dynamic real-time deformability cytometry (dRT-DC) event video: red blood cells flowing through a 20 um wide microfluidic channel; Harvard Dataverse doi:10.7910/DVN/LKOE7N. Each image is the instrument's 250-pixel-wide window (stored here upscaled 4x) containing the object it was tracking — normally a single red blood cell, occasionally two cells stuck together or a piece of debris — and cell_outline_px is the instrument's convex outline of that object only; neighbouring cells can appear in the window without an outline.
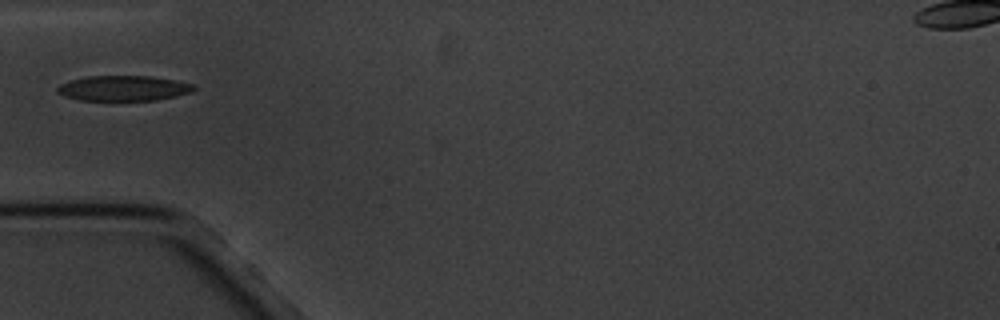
{"species": "common noctule bat (a hibernating species)", "species_latin": "Nyctalus noctula", "temperature_condition": "cold", "stored_images_in_passage": 10, "camera_frame_rate_fps": 3000, "um_per_image_px": 0.085, "animal": {"sex": "male", "body_mass_g": 20.1, "forearm_length_mm": 53.5}, "frame": {"image": 1, "passage_image": 6, "time_ms": 6.667, "image_size_px": [1000, 320], "cell_outline_px": [[196, 88], [192, 92], [176, 96], [156, 100], [80, 100], [64, 96], [56, 92], [56, 88], [60, 84], [72, 80], [88, 76], [152, 76], [176, 80], [196, 84]], "centroid_in_image_um": [10.53, 7.5], "position_along_channel_um": 74.5, "area_um2": 20.17}}
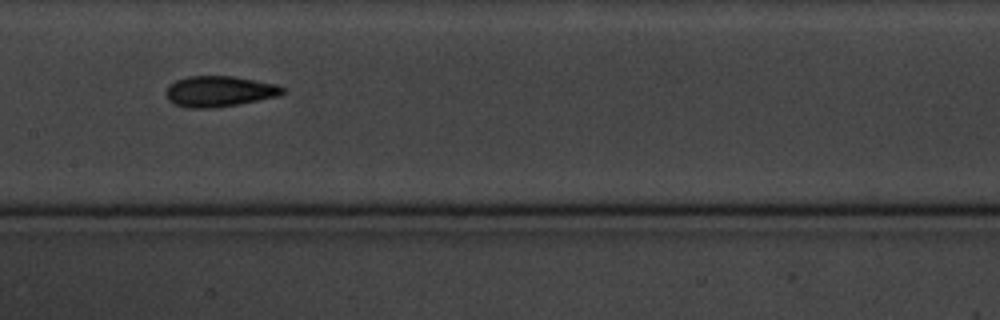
{"frame": {"image": 2, "passage_image": 9, "time_ms": 10.0, "image_size_px": [1000, 320], "cell_outline_px": [[288, 88], [280, 96], [240, 104], [216, 108], [188, 108], [172, 104], [168, 100], [164, 92], [168, 84], [176, 80], [188, 76], [232, 76], [276, 84]], "centroid_in_image_um": [18.63, 7.77], "position_along_channel_um": 188.8, "area_um2": 21.33}}
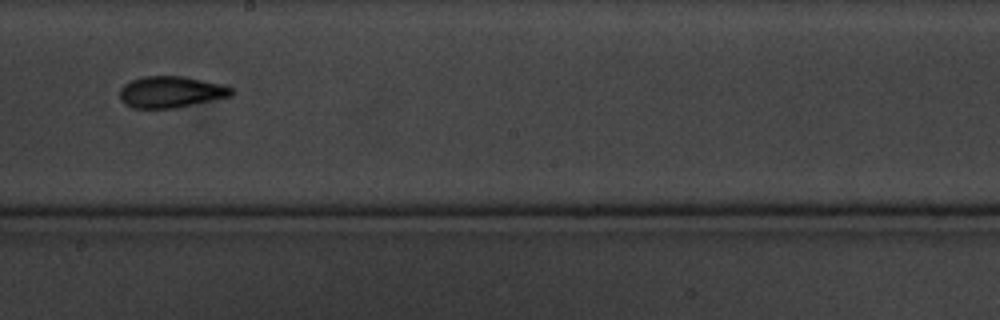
{"frame": {"image": 3, "passage_image": 10, "time_ms": 11.333, "image_size_px": [1000, 320], "cell_outline_px": [[236, 92], [232, 96], [176, 108], [132, 108], [124, 104], [120, 100], [120, 88], [124, 84], [132, 80], [144, 76], [184, 76], [224, 84], [232, 88]], "centroid_in_image_um": [14.55, 7.82], "position_along_channel_um": 233.6, "area_um2": 20.75}}